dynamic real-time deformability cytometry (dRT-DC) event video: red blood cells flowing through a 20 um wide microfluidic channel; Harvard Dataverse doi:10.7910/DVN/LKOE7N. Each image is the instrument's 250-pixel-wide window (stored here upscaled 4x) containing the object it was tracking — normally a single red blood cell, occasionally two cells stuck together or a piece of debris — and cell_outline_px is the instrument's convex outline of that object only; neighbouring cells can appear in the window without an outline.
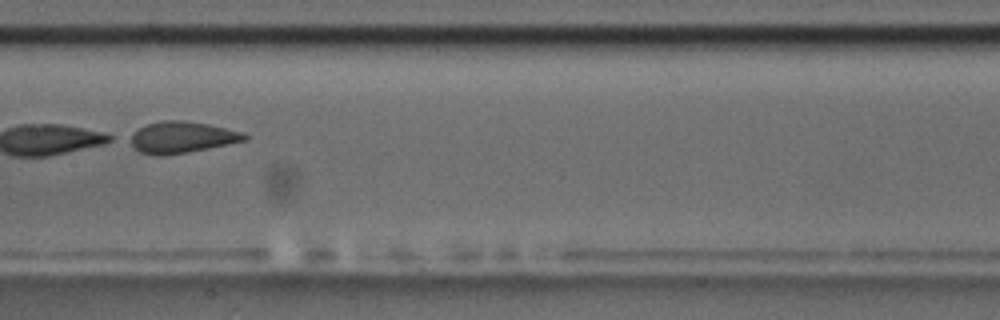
{"species": "common noctule bat (a hibernating species)", "species_latin": "Nyctalus noctula", "temperature_condition": "room temperature", "stored_images_in_passage": 9, "camera_frame_rate_fps": 3000, "um_per_image_px": 0.085, "animal": {"sex": "male", "body_mass_g": 17.5, "forearm_length_mm": 52.3}, "frame": {"image": 1, "passage_image": 7, "time_ms": 2.0, "image_size_px": [1000, 320], "cell_outline_px": [[248, 140], [188, 152], [160, 156], [156, 156], [140, 152], [124, 140], [128, 136], [140, 128], [148, 124], [164, 120], [180, 120], [208, 124], [240, 132], [248, 136]], "centroid_in_image_um": [15.37, 11.68], "position_along_channel_um": 192.0, "area_um2": 20.92}}